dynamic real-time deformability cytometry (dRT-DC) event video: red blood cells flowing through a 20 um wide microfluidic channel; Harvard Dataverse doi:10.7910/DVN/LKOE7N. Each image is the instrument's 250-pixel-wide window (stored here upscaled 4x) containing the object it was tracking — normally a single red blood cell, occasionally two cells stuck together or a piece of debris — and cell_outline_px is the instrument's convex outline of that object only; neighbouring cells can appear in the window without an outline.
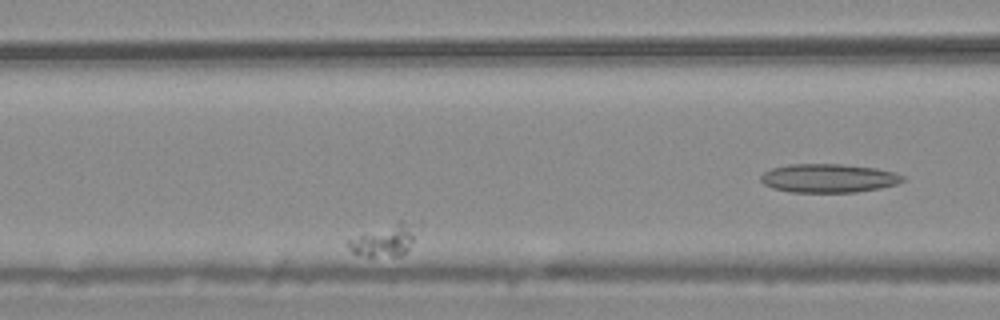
{"species": "common noctule bat (a hibernating species)", "species_latin": "Nyctalus noctula", "temperature_condition": "warm", "stored_images_in_passage": 9, "camera_frame_rate_fps": 3000, "um_per_image_px": 0.085, "animal": {"sex": "male", "body_mass_g": 20.4}, "frame": {"image": 1, "passage_image": 6, "time_ms": 1.667, "image_size_px": [1000, 320], "cell_outline_px": [[424, 220], [420, 228], [408, 248], [404, 252], [396, 256], [368, 256], [352, 252], [348, 248], [348, 240], [400, 220]], "centroid_in_image_um": [32.85, 20.34], "position_along_channel_um": 133.7, "area_um2": 12.83}}